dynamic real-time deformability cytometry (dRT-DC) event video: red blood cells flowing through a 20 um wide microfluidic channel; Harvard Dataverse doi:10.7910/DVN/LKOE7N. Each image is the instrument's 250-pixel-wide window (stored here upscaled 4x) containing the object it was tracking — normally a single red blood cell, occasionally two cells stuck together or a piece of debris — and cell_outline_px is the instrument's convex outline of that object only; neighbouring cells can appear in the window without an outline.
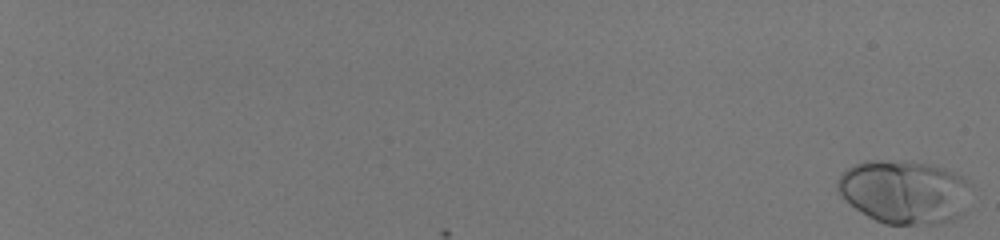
{"species": "human", "species_latin": "Homo sapiens", "temperature_condition": "room temperature", "stored_images_in_passage": 24, "camera_frame_rate_fps": 3000, "um_per_image_px": 0.085, "donor": {"sex": "male"}, "frame": {"image": 1, "passage_image": 1, "time_ms": 0.0, "image_size_px": [1000, 240], "cell_outline_px": [[968, 184], [960, 212], [952, 220], [940, 224], [884, 224], [868, 216], [856, 208], [836, 188], [836, 180], [848, 168], [864, 160], [904, 160], [928, 164], [944, 168], [968, 180]], "centroid_in_image_um": [76.8, 16.28], "position_along_channel_um": 8.2, "area_um2": 48.49}}
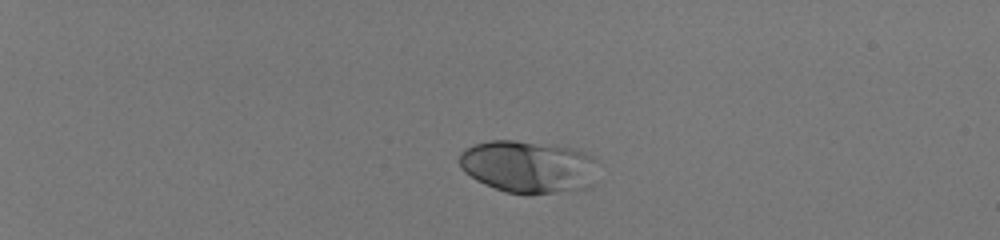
{"frame": {"image": 2, "passage_image": 18, "time_ms": 5.667, "image_size_px": [1000, 240], "cell_outline_px": [[596, 160], [592, 184], [588, 188], [552, 192], [504, 192], [484, 184], [476, 180], [464, 172], [460, 168], [460, 152], [476, 144], [488, 140], [516, 140], [572, 148], [596, 156]], "centroid_in_image_um": [44.89, 14.15], "position_along_channel_um": 40.1, "area_um2": 41.85}}